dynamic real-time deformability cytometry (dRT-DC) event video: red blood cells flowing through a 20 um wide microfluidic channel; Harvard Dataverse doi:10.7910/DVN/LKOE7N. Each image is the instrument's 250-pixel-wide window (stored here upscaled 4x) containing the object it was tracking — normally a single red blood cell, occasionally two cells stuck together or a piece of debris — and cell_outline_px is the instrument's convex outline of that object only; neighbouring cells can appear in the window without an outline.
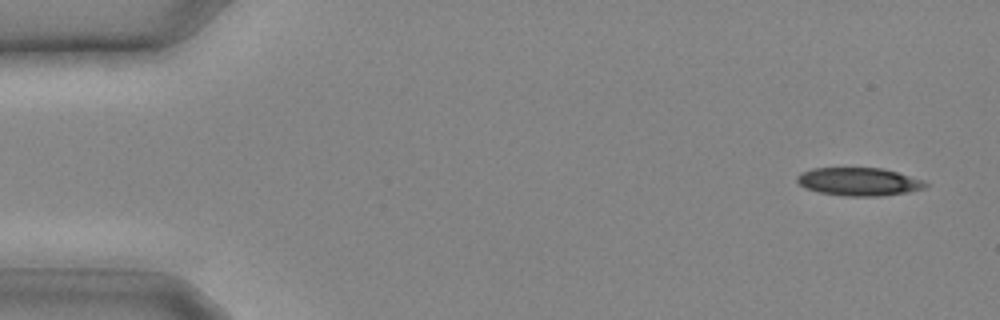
{"species": "common noctule bat (a hibernating species)", "species_latin": "Nyctalus noctula", "temperature_condition": "cold", "stored_images_in_passage": 10, "camera_frame_rate_fps": 3000, "um_per_image_px": 0.085, "animal": {"sex": "male", "body_mass_g": 20.4}, "frame": {"image": 1, "passage_image": 2, "time_ms": 0.333, "image_size_px": [1000, 320], "cell_outline_px": [[928, 184], [924, 188], [908, 192], [880, 196], [848, 196], [820, 192], [804, 188], [796, 180], [796, 176], [800, 172], [812, 168], [884, 168], [924, 180]], "centroid_in_image_um": [72.99, 15.43], "position_along_channel_um": 12.0, "area_um2": 21.04}}
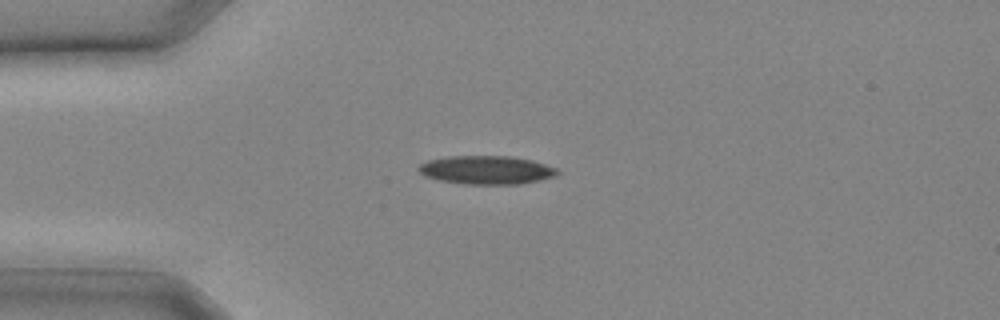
{"frame": {"image": 2, "passage_image": 7, "time_ms": 2.0, "image_size_px": [1000, 320], "cell_outline_px": [[560, 172], [556, 176], [520, 184], [464, 184], [440, 180], [424, 176], [416, 168], [420, 164], [428, 160], [448, 156], [512, 156], [532, 160], [556, 168]], "centroid_in_image_um": [41.34, 14.44], "position_along_channel_um": 43.7, "area_um2": 23.06}}
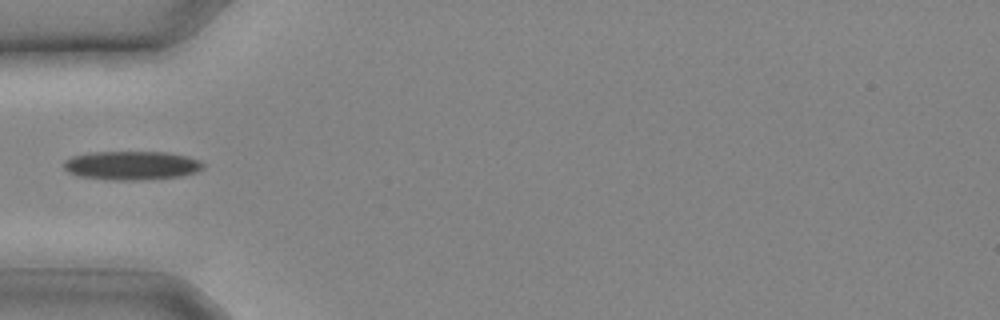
{"frame": {"image": 3, "passage_image": 9, "time_ms": 2.667, "image_size_px": [1000, 320], "cell_outline_px": [[204, 168], [196, 172], [180, 176], [136, 180], [112, 180], [80, 176], [68, 172], [64, 168], [64, 160], [72, 156], [88, 152], [168, 152], [188, 156], [200, 160], [204, 164]], "centroid_in_image_um": [11.2, 14.05], "position_along_channel_um": 73.8, "area_um2": 23.47}}